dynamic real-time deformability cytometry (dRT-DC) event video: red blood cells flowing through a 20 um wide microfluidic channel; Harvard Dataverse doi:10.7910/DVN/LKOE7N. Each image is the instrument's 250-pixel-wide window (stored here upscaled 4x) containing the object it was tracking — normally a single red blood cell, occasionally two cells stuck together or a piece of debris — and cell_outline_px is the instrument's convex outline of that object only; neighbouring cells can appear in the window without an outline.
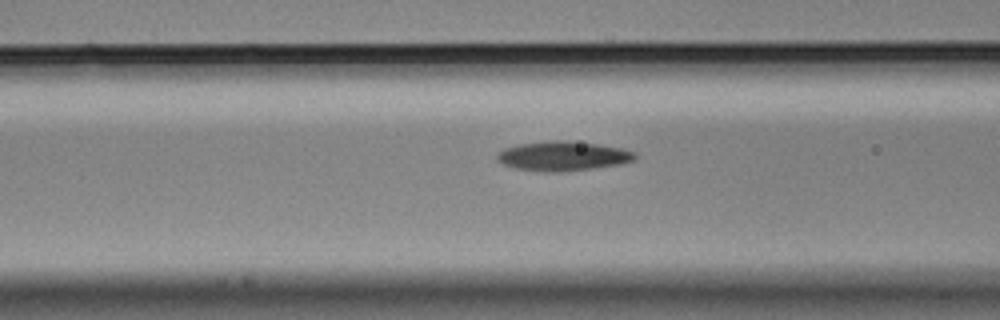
{"species": "Egyptian fruit bat (a non-hibernating species)", "species_latin": "Rousettus aegyptiacus", "temperature_condition": "cold", "stored_images_in_passage": 23, "camera_frame_rate_fps": 3000, "um_per_image_px": 0.085, "animal": {"sex": "male"}, "frame": {"image": 1, "passage_image": 18, "time_ms": 5.667, "image_size_px": [1000, 320], "cell_outline_px": [[636, 156], [632, 160], [620, 164], [592, 168], [560, 172], [544, 172], [516, 168], [504, 164], [496, 160], [496, 152], [504, 148], [520, 144], [552, 140], [564, 140], [596, 144], [624, 148], [636, 152]], "centroid_in_image_um": [47.82, 13.26], "position_along_channel_um": 118.8, "area_um2": 23.64}}
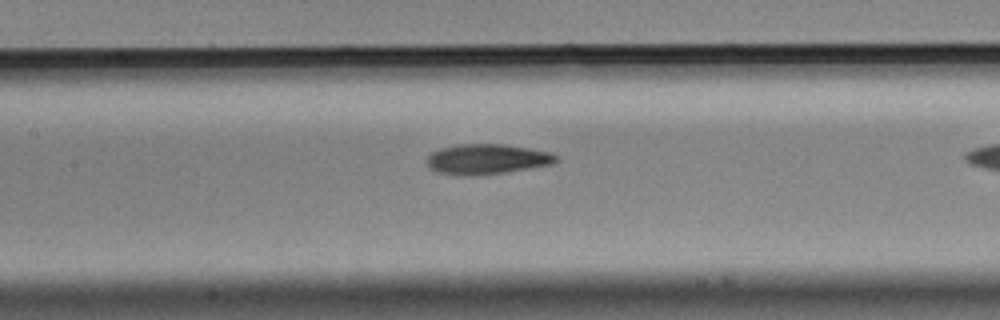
{"frame": {"image": 2, "passage_image": 22, "time_ms": 7.0, "image_size_px": [1000, 320], "cell_outline_px": [[560, 160], [556, 164], [532, 168], [476, 176], [460, 176], [436, 172], [428, 164], [428, 156], [432, 152], [440, 148], [460, 144], [504, 144], [552, 152], [560, 156]], "centroid_in_image_um": [41.47, 13.53], "position_along_channel_um": 165.9, "area_um2": 23.06}}